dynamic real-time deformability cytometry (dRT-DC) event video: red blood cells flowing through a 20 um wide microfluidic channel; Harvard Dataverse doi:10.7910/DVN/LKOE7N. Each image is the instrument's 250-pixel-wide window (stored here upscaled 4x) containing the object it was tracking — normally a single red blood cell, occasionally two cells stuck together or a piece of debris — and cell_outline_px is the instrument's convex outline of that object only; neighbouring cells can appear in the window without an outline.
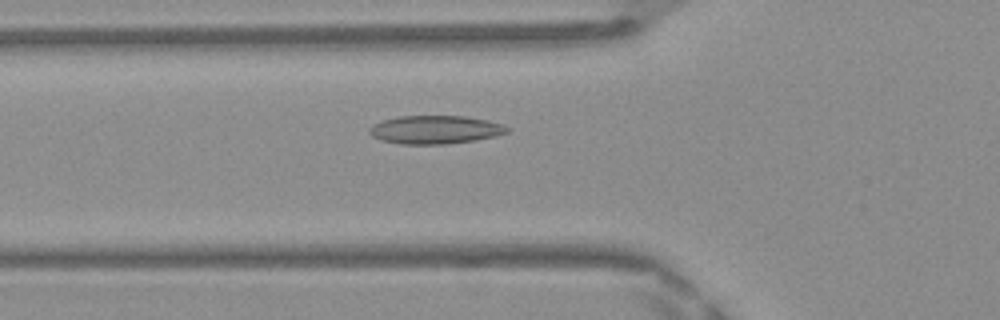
{"species": "Egyptian fruit bat (a non-hibernating species)", "species_latin": "Rousettus aegyptiacus", "temperature_condition": "warm", "stored_images_in_passage": 48, "camera_frame_rate_fps": 3000, "um_per_image_px": 0.085, "frame": {"image": 1, "passage_image": 17, "time_ms": 5.333, "image_size_px": [1000, 320], "cell_outline_px": [[512, 128], [508, 132], [496, 136], [476, 140], [448, 144], [400, 144], [380, 140], [372, 136], [368, 132], [368, 128], [372, 124], [380, 120], [396, 116], [464, 116], [488, 120], [504, 124]], "centroid_in_image_um": [36.98, 11.02], "position_along_channel_um": 88.8, "area_um2": 23.18}}
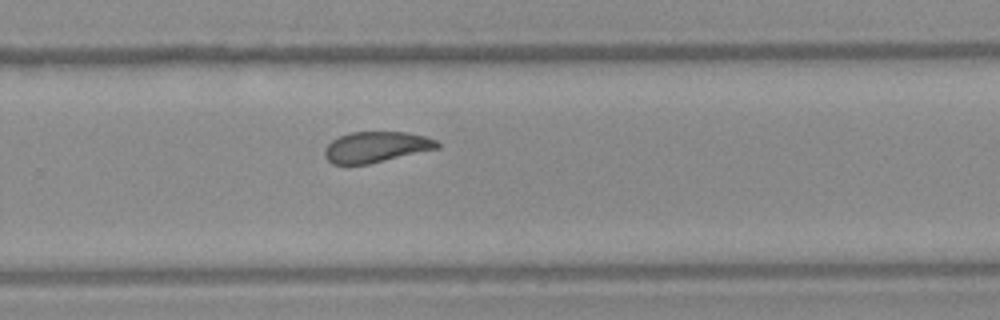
{"frame": {"image": 2, "passage_image": 32, "time_ms": 10.333, "image_size_px": [1000, 320], "cell_outline_px": [[440, 148], [368, 164], [332, 164], [324, 156], [324, 148], [332, 140], [348, 132], [408, 132], [424, 136], [436, 140], [440, 144]], "centroid_in_image_um": [31.96, 12.49], "position_along_channel_um": 297.8, "area_um2": 20.23}}
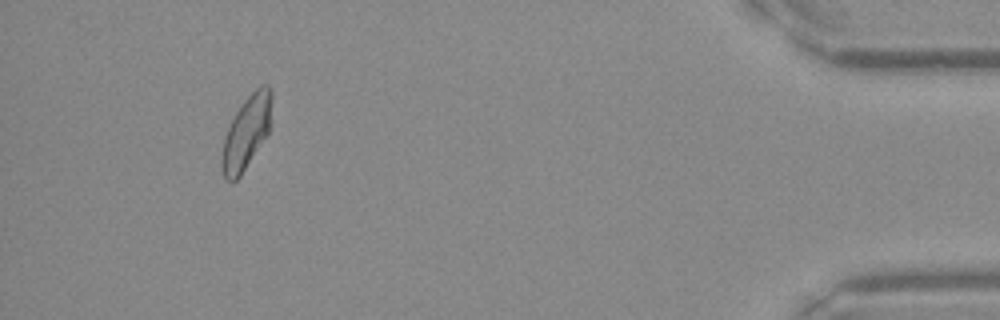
{"frame": {"image": 3, "passage_image": 45, "time_ms": 14.667, "image_size_px": [1000, 320], "cell_outline_px": [[272, 96], [268, 132], [240, 176], [232, 184], [224, 180], [220, 168], [220, 156], [224, 136], [236, 112], [244, 100], [260, 84], [268, 84], [272, 88]], "centroid_in_image_um": [20.9, 11.29], "position_along_channel_um": 414.3, "area_um2": 21.33}, "authors_computed_cell_mechanics": {"area_um2": 21.675, "velocity_mm_per_s": 4.1721, "shape_relaxation_time_tau1_ms": 9.9594, "shape_relaxation_time_tau2_ms": 2.0075, "deformation_change_tau1": 0.2033, "deformation_change_tau2": 0.0906}}